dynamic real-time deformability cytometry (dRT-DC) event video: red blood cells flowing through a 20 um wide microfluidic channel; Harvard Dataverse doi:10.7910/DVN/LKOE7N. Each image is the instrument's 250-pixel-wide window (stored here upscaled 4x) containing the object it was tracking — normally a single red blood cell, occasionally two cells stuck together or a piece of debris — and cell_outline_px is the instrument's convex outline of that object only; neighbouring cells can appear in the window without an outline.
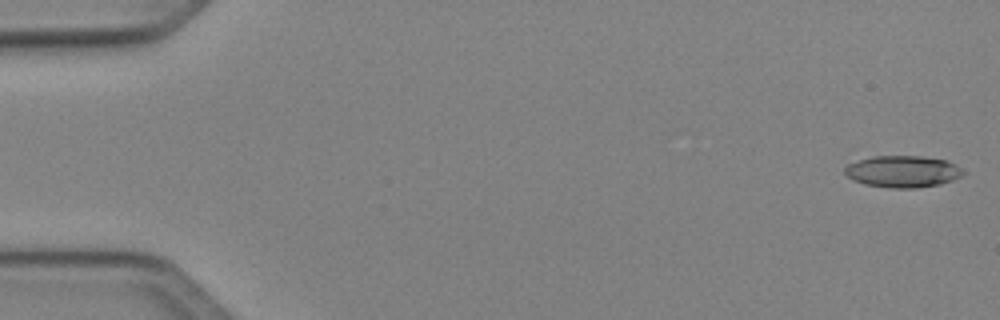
{"species": "Egyptian fruit bat (a non-hibernating species)", "species_latin": "Rousettus aegyptiacus", "temperature_condition": "cold", "stored_images_in_passage": 19, "camera_frame_rate_fps": 3000, "um_per_image_px": 0.085, "animal": {"sex": "female"}, "frame": {"image": 1, "passage_image": 1, "time_ms": 0.0, "image_size_px": [1000, 320], "cell_outline_px": [[968, 172], [952, 180], [940, 184], [916, 188], [888, 188], [864, 184], [852, 180], [844, 172], [844, 168], [848, 164], [872, 156], [924, 156], [948, 160], [964, 168]], "centroid_in_image_um": [76.78, 14.57], "position_along_channel_um": 8.2, "area_um2": 22.2}}
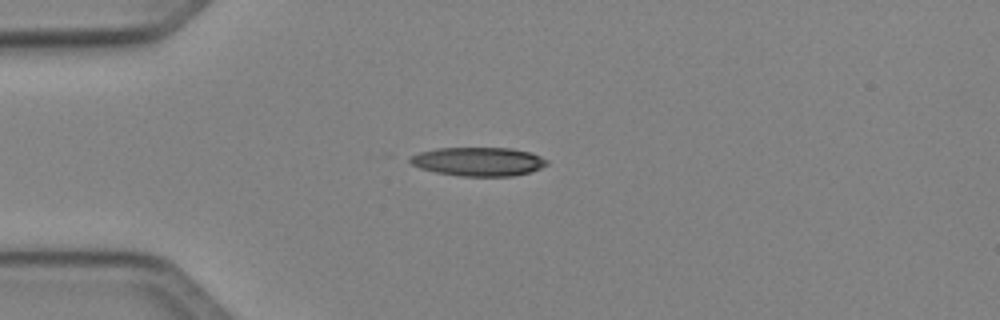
{"frame": {"image": 2, "passage_image": 13, "time_ms": 4.0, "image_size_px": [1000, 320], "cell_outline_px": [[548, 164], [540, 168], [528, 172], [512, 176], [460, 176], [436, 172], [420, 168], [412, 164], [408, 160], [408, 156], [420, 152], [436, 148], [512, 148], [528, 152], [540, 156], [548, 160]], "centroid_in_image_um": [40.63, 13.73], "position_along_channel_um": 44.4, "area_um2": 22.89}}
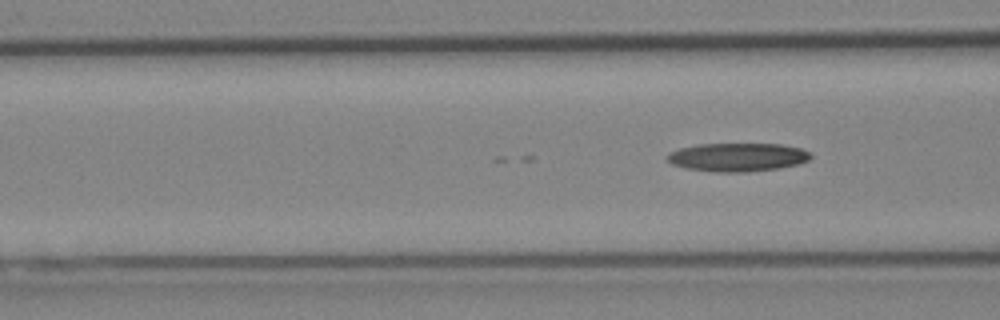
{"frame": {"image": 3, "passage_image": 19, "time_ms": 6.0, "image_size_px": [1000, 320], "cell_outline_px": [[812, 156], [808, 160], [796, 164], [780, 168], [748, 172], [716, 172], [684, 168], [672, 164], [668, 160], [668, 152], [680, 148], [696, 144], [780, 144], [800, 148], [812, 152]], "centroid_in_image_um": [62.69, 13.36], "position_along_channel_um": 103.9, "area_um2": 23.87}}